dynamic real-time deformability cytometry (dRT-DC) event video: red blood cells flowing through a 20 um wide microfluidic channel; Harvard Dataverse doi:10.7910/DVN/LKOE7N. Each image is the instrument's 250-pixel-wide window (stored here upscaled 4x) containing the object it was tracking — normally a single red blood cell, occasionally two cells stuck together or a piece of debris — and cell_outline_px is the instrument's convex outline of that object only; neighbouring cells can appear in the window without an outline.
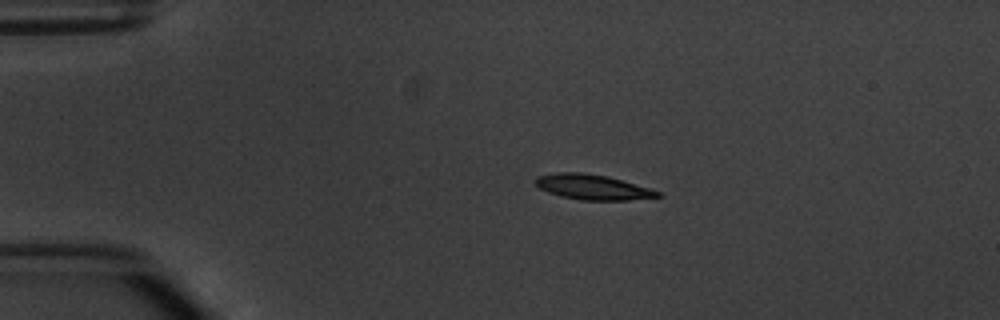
{"species": "common noctule bat (a hibernating species)", "species_latin": "Nyctalus noctula", "temperature_condition": "warm", "stored_images_in_passage": 6, "camera_frame_rate_fps": 3000, "um_per_image_px": 0.085, "animal": {"sex": "male", "body_mass_g": 20.1, "forearm_length_mm": 53.5}, "frame": {"image": 1, "passage_image": 3, "time_ms": 2.333, "image_size_px": [1000, 320], "cell_outline_px": [[664, 196], [628, 200], [580, 200], [560, 196], [548, 192], [540, 188], [532, 180], [536, 176], [556, 172], [584, 172], [608, 176], [648, 188], [660, 192]], "centroid_in_image_um": [50.32, 15.89], "position_along_channel_um": 34.7, "area_um2": 17.98}}
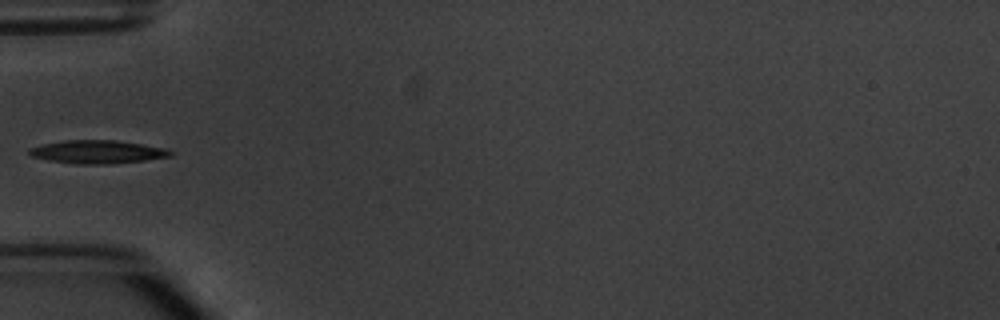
{"frame": {"image": 2, "passage_image": 5, "time_ms": 4.667, "image_size_px": [1000, 320], "cell_outline_px": [[176, 152], [172, 156], [144, 160], [112, 164], [76, 164], [48, 160], [32, 156], [28, 152], [28, 148], [44, 144], [64, 140], [116, 140], [164, 148]], "centroid_in_image_um": [8.29, 12.91], "position_along_channel_um": 76.7, "area_um2": 19.07}}